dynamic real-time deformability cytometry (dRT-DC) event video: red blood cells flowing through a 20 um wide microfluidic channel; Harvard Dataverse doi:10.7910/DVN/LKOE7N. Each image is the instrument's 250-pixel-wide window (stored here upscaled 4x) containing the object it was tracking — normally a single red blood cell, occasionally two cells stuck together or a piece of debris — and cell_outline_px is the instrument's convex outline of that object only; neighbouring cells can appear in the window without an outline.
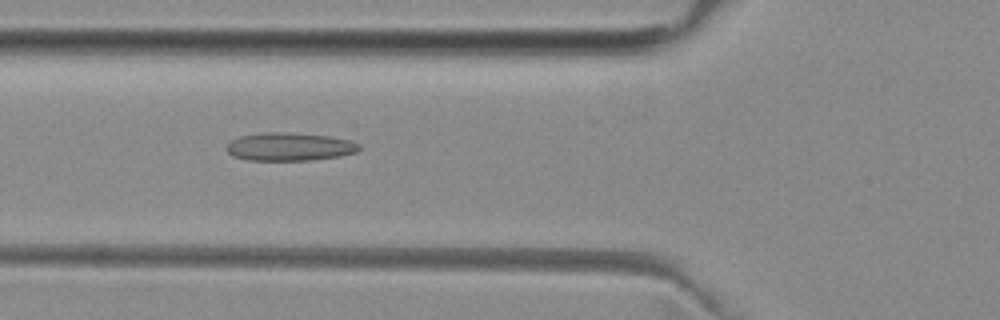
{"species": "common noctule bat (a hibernating species)", "species_latin": "Nyctalus noctula", "temperature_condition": "room temperature", "stored_images_in_passage": 37, "camera_frame_rate_fps": 3000, "um_per_image_px": 0.085, "animal": {"sex": "female", "body_mass_g": 29.2, "forearm_length_mm": 56.3}, "frame": {"image": 1, "passage_image": 4, "time_ms": 1.0, "image_size_px": [1000, 320], "cell_outline_px": [[360, 148], [356, 152], [340, 156], [312, 160], [248, 160], [232, 156], [228, 152], [228, 144], [232, 140], [240, 136], [264, 132], [284, 132], [328, 136], [348, 140], [360, 144]], "centroid_in_image_um": [24.61, 12.47], "position_along_channel_um": 101.2, "area_um2": 21.56}}
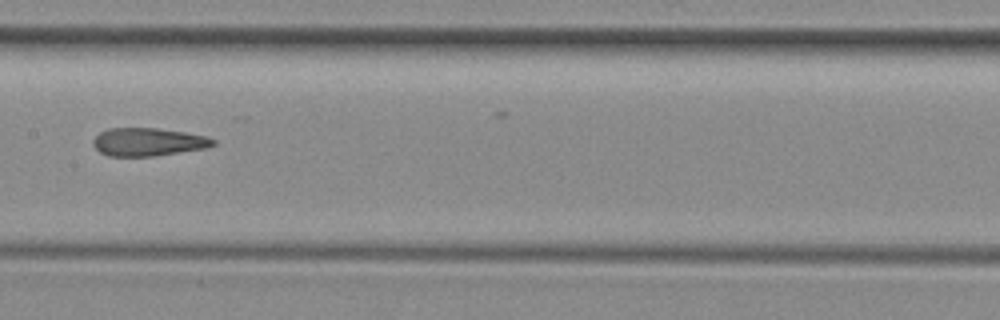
{"frame": {"image": 2, "passage_image": 11, "time_ms": 3.333, "image_size_px": [1000, 320], "cell_outline_px": [[216, 144], [208, 148], [156, 156], [108, 156], [100, 152], [92, 144], [92, 140], [100, 132], [108, 128], [156, 128], [184, 132], [208, 136], [216, 140]], "centroid_in_image_um": [12.62, 12.07], "position_along_channel_um": 194.8, "area_um2": 19.83}}
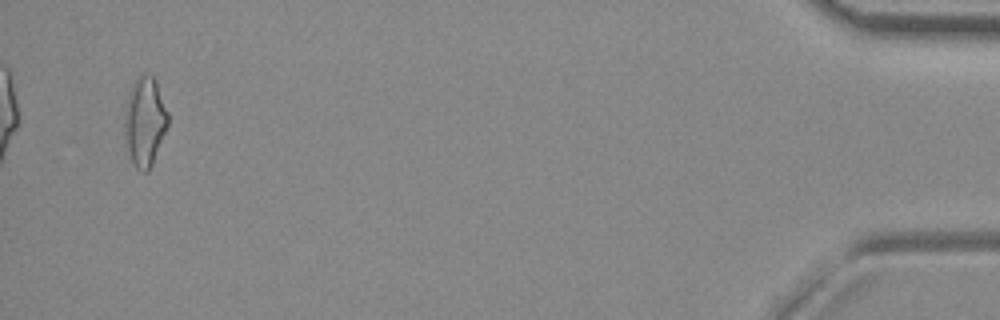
{"frame": {"image": 3, "passage_image": 35, "time_ms": 11.333, "image_size_px": [1000, 320], "cell_outline_px": [[168, 128], [152, 164], [148, 172], [144, 172], [136, 168], [128, 152], [124, 132], [124, 112], [128, 96], [132, 84], [144, 72], [152, 76], [156, 80], [168, 112]], "centroid_in_image_um": [12.32, 10.33], "position_along_channel_um": 422.9, "area_um2": 22.66}, "authors_computed_cell_mechanics": {"area_um2": 20.1722, "velocity_mm_per_s": 3.9931, "shape_relaxation_time_tau1_ms": null, "shape_relaxation_time_tau2_ms": 2.2429, "deformation_change_tau1": null, "deformation_change_tau2": 0.128}}